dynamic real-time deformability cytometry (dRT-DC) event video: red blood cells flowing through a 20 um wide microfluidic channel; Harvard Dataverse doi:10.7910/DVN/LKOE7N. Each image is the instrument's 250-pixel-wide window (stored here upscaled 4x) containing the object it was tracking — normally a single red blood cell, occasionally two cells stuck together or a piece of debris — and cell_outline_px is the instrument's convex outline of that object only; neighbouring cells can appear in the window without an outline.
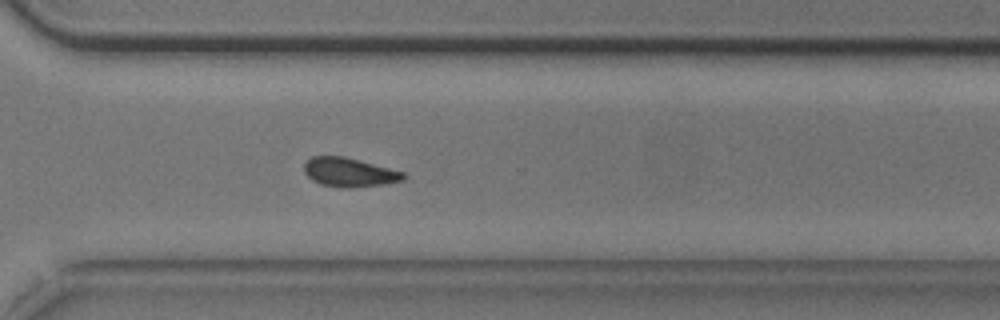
{"species": "common noctule bat (a hibernating species)", "species_latin": "Nyctalus noctula", "temperature_condition": "cold", "stored_images_in_passage": 34, "camera_frame_rate_fps": 3000, "um_per_image_px": 0.085, "animal": {"sex": "male", "body_mass_g": 20.5, "forearm_length_mm": 52.5}, "frame": {"image": 1, "passage_image": 28, "time_ms": 9.0, "image_size_px": [1000, 320], "cell_outline_px": [[408, 176], [404, 180], [384, 184], [348, 188], [320, 184], [312, 180], [304, 172], [304, 164], [312, 156], [344, 156], [360, 160], [404, 172]], "centroid_in_image_um": [29.71, 14.64], "position_along_channel_um": 340.9, "area_um2": 16.76}, "authors_computed_cell_mechanics": {"area_um2": 17.2533, "velocity_mm_per_s": 3.7088, "shape_relaxation_time_tau1_ms": null, "shape_relaxation_time_tau2_ms": 2.9572, "deformation_change_tau1": null, "deformation_change_tau2": 0.0723}}